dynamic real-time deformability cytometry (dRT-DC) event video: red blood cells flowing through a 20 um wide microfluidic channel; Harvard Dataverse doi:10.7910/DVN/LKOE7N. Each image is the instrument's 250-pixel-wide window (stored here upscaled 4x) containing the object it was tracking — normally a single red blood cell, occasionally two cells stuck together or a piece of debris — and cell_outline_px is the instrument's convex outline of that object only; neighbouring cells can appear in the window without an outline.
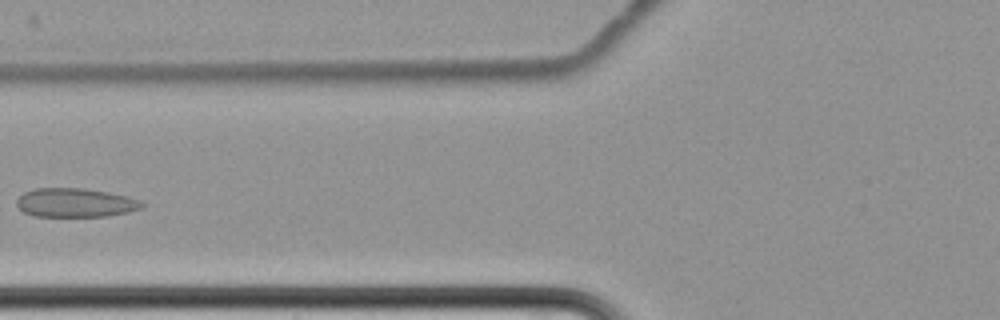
{"species": "common noctule bat (a hibernating species)", "species_latin": "Nyctalus noctula", "temperature_condition": "cold", "stored_images_in_passage": 6, "camera_frame_rate_fps": 3000, "um_per_image_px": 0.085, "animal": {"sex": "female", "body_mass_g": 22.7, "forearm_length_mm": 54.2}, "frame": {"image": 1, "passage_image": 4, "time_ms": 3.667, "image_size_px": [1000, 320], "cell_outline_px": [[144, 208], [128, 212], [108, 216], [32, 216], [24, 212], [16, 204], [16, 200], [24, 192], [32, 188], [84, 188], [108, 192], [128, 196], [140, 200], [144, 204]], "centroid_in_image_um": [6.42, 17.22], "position_along_channel_um": 119.4, "area_um2": 21.27}}
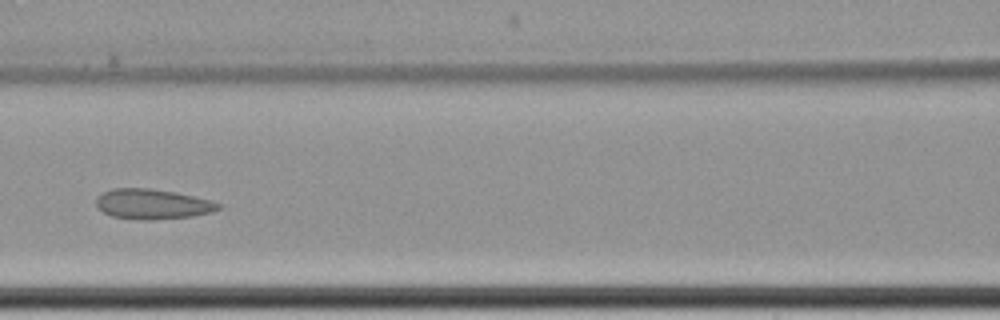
{"frame": {"image": 2, "passage_image": 5, "time_ms": 4.667, "image_size_px": [1000, 320], "cell_outline_px": [[224, 204], [220, 208], [212, 212], [192, 216], [152, 220], [140, 220], [112, 216], [96, 208], [96, 196], [112, 188], [148, 188], [176, 192]], "centroid_in_image_um": [12.94, 17.35], "position_along_channel_um": 153.7, "area_um2": 21.5}}
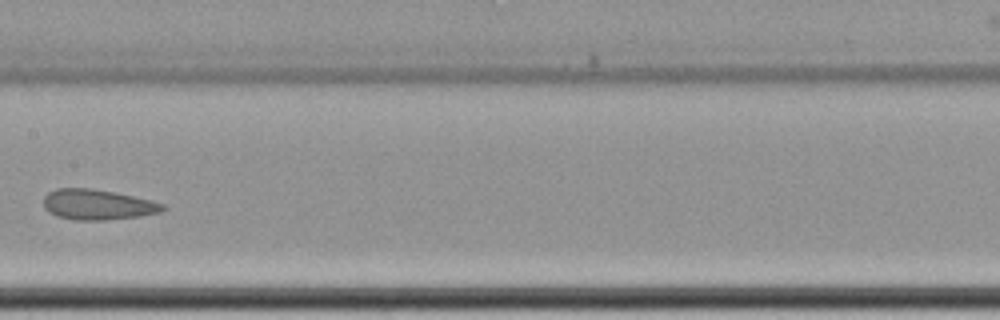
{"frame": {"image": 3, "passage_image": 6, "time_ms": 6.0, "image_size_px": [1000, 320], "cell_outline_px": [[168, 208], [160, 212], [140, 216], [104, 220], [72, 220], [56, 216], [48, 212], [44, 208], [44, 196], [48, 192], [56, 188], [92, 188], [116, 192], [152, 200], [164, 204]], "centroid_in_image_um": [8.29, 17.39], "position_along_channel_um": 199.1, "area_um2": 21.39}}